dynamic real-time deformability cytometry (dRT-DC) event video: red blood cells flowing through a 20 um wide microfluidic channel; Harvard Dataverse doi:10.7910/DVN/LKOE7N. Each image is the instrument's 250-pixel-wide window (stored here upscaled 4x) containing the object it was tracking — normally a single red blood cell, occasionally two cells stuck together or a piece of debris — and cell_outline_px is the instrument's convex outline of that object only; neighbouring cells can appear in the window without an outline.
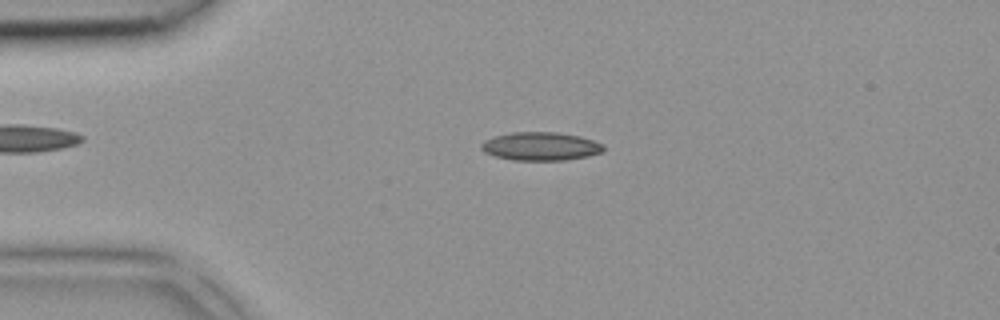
{"species": "common noctule bat (a hibernating species)", "species_latin": "Nyctalus noctula", "temperature_condition": "room temperature", "stored_images_in_passage": 4, "camera_frame_rate_fps": 3000, "um_per_image_px": 0.085, "animal": {"sex": "female", "body_mass_g": 18.4}, "frame": {"image": 1, "passage_image": 2, "time_ms": 0.333, "image_size_px": [1000, 320], "cell_outline_px": [[604, 152], [588, 156], [564, 160], [512, 160], [496, 156], [484, 152], [480, 148], [480, 144], [484, 140], [496, 136], [512, 132], [556, 132], [580, 136], [604, 144]], "centroid_in_image_um": [45.96, 12.43], "position_along_channel_um": 39.0, "area_um2": 20.23}}
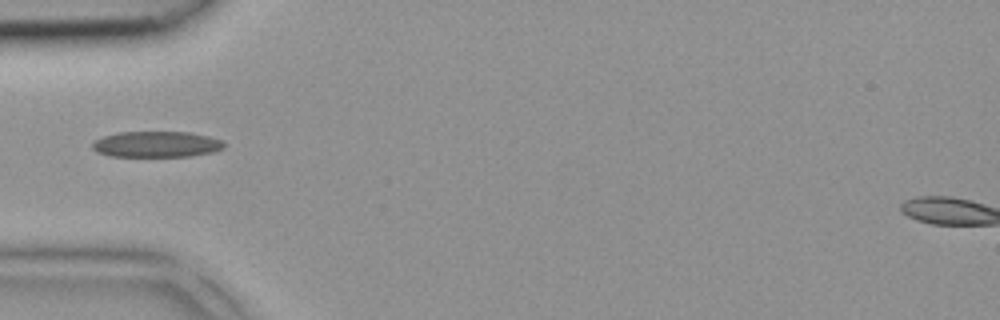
{"frame": {"image": 2, "passage_image": 3, "time_ms": 0.667, "image_size_px": [1000, 320], "cell_outline_px": [[224, 148], [212, 152], [188, 156], [112, 156], [96, 152], [92, 148], [92, 144], [96, 140], [104, 136], [120, 132], [188, 132], [208, 136], [220, 140], [224, 144]], "centroid_in_image_um": [13.28, 12.26], "position_along_channel_um": 71.7, "area_um2": 19.65}}